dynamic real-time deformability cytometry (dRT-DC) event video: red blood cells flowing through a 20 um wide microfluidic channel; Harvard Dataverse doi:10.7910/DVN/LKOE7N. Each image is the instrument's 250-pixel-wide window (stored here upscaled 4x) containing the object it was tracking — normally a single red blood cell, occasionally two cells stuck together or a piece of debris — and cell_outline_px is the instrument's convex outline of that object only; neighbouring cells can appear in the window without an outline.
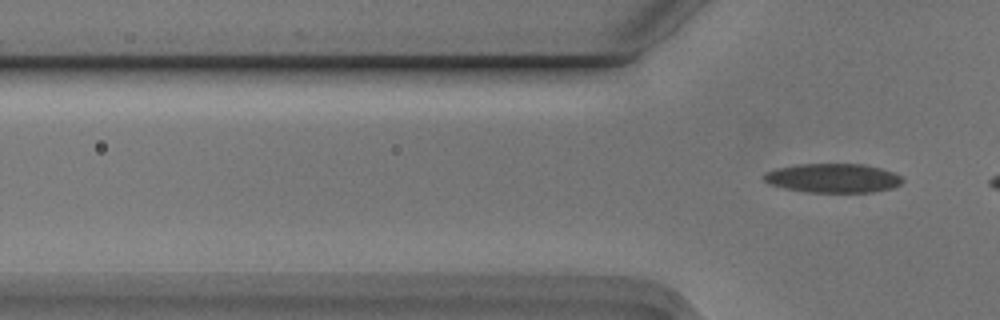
{"species": "Egyptian fruit bat (a non-hibernating species)", "species_latin": "Rousettus aegyptiacus", "temperature_condition": "cold", "stored_images_in_passage": 6, "camera_frame_rate_fps": 3000, "um_per_image_px": 0.085, "animal": {"sex": "male"}, "frame": {"image": 1, "passage_image": 6, "time_ms": 1.667, "image_size_px": [1000, 320], "cell_outline_px": [[904, 180], [900, 184], [892, 188], [872, 192], [808, 192], [784, 188], [768, 184], [764, 180], [764, 176], [768, 172], [776, 168], [796, 164], [864, 164], [880, 168], [892, 172], [900, 176]], "centroid_in_image_um": [70.8, 15.14], "position_along_channel_um": 55.0, "area_um2": 23.41}}